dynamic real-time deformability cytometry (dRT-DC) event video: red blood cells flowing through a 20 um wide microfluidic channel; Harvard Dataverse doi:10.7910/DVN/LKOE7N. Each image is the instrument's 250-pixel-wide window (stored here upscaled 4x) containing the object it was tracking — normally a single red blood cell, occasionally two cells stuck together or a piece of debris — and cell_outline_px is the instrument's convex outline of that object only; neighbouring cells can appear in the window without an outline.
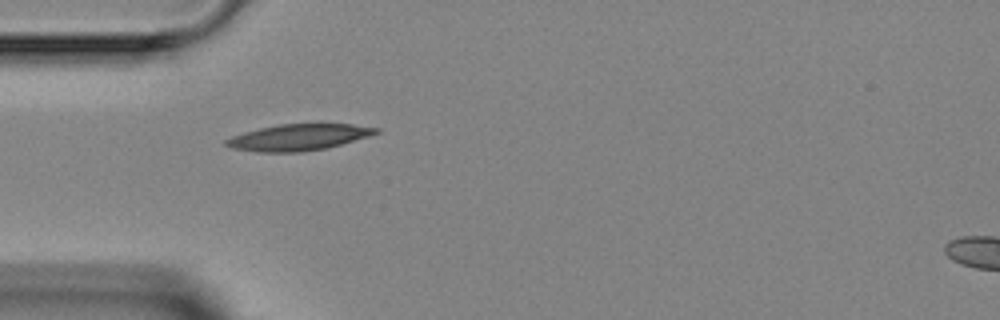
{"species": "Egyptian fruit bat (a non-hibernating species)", "species_latin": "Rousettus aegyptiacus", "temperature_condition": "room temperature", "stored_images_in_passage": 6, "camera_frame_rate_fps": 3000, "um_per_image_px": 0.085, "animal": {"sex": "female"}, "frame": {"image": 1, "passage_image": 5, "time_ms": 4.667, "image_size_px": [1000, 320], "cell_outline_px": [[380, 132], [368, 136], [328, 148], [300, 152], [256, 152], [232, 148], [224, 144], [224, 140], [232, 136], [244, 132], [260, 128], [280, 124], [316, 120], [352, 124], [380, 128]], "centroid_in_image_um": [25.43, 11.62], "position_along_channel_um": 59.6, "area_um2": 23.99}}
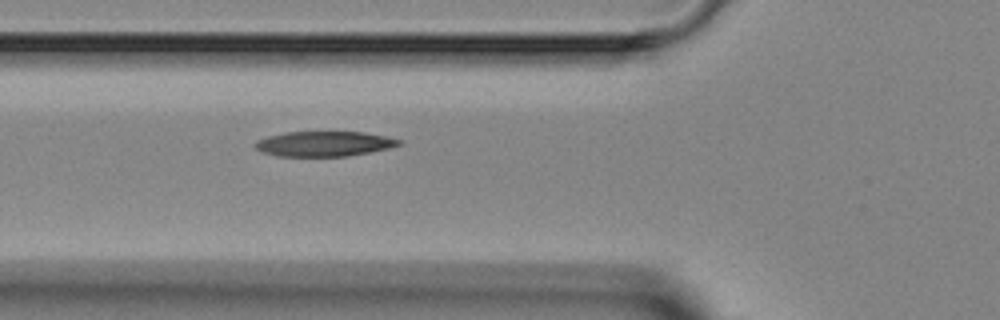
{"frame": {"image": 2, "passage_image": 6, "time_ms": 5.667, "image_size_px": [1000, 320], "cell_outline_px": [[404, 144], [388, 148], [348, 156], [276, 156], [260, 152], [252, 144], [256, 140], [268, 136], [284, 132], [364, 132], [404, 140]], "centroid_in_image_um": [27.52, 12.22], "position_along_channel_um": 98.3, "area_um2": 21.15}}